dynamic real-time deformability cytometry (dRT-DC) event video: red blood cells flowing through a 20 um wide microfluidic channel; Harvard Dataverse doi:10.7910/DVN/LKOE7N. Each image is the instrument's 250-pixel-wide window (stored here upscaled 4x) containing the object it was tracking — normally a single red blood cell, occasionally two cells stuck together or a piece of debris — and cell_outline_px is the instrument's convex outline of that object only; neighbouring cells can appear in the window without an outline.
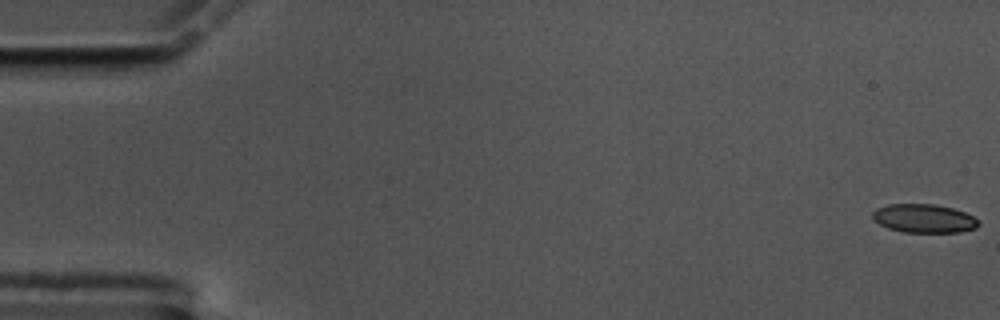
{"species": "common noctule bat (a hibernating species)", "species_latin": "Nyctalus noctula", "temperature_condition": "cold", "stored_images_in_passage": 58, "camera_frame_rate_fps": 3000, "um_per_image_px": 0.085, "animal": {"sex": "male", "body_mass_g": 17.5, "forearm_length_mm": 52.3}, "frame": {"image": 1, "passage_image": 1, "time_ms": 0.0, "image_size_px": [1000, 320], "cell_outline_px": [[980, 224], [976, 228], [960, 232], [904, 232], [888, 228], [880, 224], [872, 216], [872, 212], [876, 208], [888, 204], [936, 204], [952, 208], [964, 212], [980, 220]], "centroid_in_image_um": [78.56, 18.56], "position_along_channel_um": 6.4, "area_um2": 17.69}}
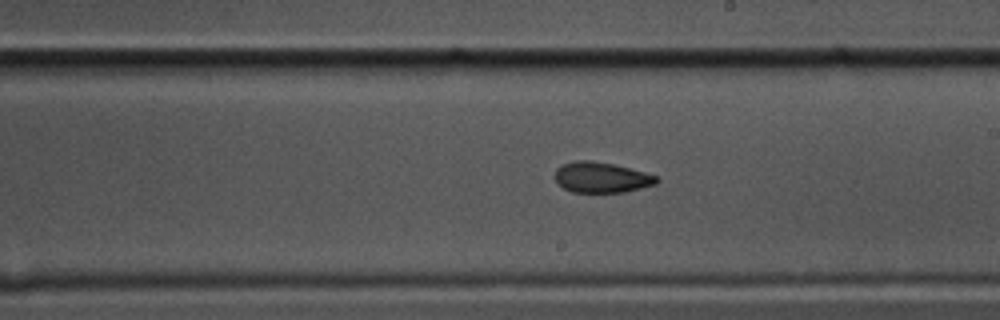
{"frame": {"image": 2, "passage_image": 33, "time_ms": 10.667, "image_size_px": [1000, 320], "cell_outline_px": [[660, 180], [656, 184], [624, 192], [572, 192], [556, 184], [556, 168], [564, 164], [576, 160], [592, 160], [612, 164], [644, 172], [656, 176]], "centroid_in_image_um": [51.1, 15.08], "position_along_channel_um": 237.9, "area_um2": 17.98}}
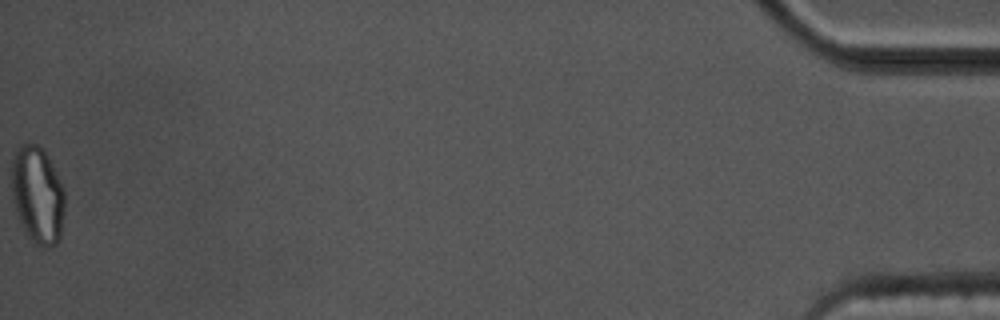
{"frame": {"image": 3, "passage_image": 58, "time_ms": 19.0, "image_size_px": [1000, 320], "cell_outline_px": [[64, 212], [60, 240], [56, 244], [48, 248], [44, 248], [36, 244], [28, 236], [16, 212], [12, 196], [12, 156], [24, 144], [36, 144], [44, 148], [64, 188]], "centroid_in_image_um": [3.21, 16.59], "position_along_channel_um": 432.0, "area_um2": 30.11}, "authors_computed_cell_mechanics": {"area_um2": 18.6694, "velocity_mm_per_s": 3.53, "shape_relaxation_time_tau1_ms": null, "shape_relaxation_time_tau2_ms": 2.1643, "deformation_change_tau1": null, "deformation_change_tau2": 0.0751}}